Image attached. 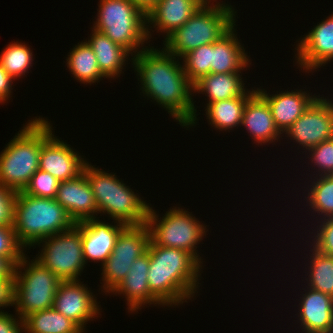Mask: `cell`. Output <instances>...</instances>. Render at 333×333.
<instances>
[{
	"instance_id": "31",
	"label": "cell",
	"mask_w": 333,
	"mask_h": 333,
	"mask_svg": "<svg viewBox=\"0 0 333 333\" xmlns=\"http://www.w3.org/2000/svg\"><path fill=\"white\" fill-rule=\"evenodd\" d=\"M32 50L24 43L12 42L0 54V64L13 78H21L32 67Z\"/></svg>"
},
{
	"instance_id": "18",
	"label": "cell",
	"mask_w": 333,
	"mask_h": 333,
	"mask_svg": "<svg viewBox=\"0 0 333 333\" xmlns=\"http://www.w3.org/2000/svg\"><path fill=\"white\" fill-rule=\"evenodd\" d=\"M298 301L297 315L304 333H333V297L305 288Z\"/></svg>"
},
{
	"instance_id": "39",
	"label": "cell",
	"mask_w": 333,
	"mask_h": 333,
	"mask_svg": "<svg viewBox=\"0 0 333 333\" xmlns=\"http://www.w3.org/2000/svg\"><path fill=\"white\" fill-rule=\"evenodd\" d=\"M14 282V275L10 279L0 280V312H4L1 307L4 309L14 305Z\"/></svg>"
},
{
	"instance_id": "3",
	"label": "cell",
	"mask_w": 333,
	"mask_h": 333,
	"mask_svg": "<svg viewBox=\"0 0 333 333\" xmlns=\"http://www.w3.org/2000/svg\"><path fill=\"white\" fill-rule=\"evenodd\" d=\"M75 224L55 199L31 196L24 191L16 193L13 230L23 248H31L46 237L67 231Z\"/></svg>"
},
{
	"instance_id": "22",
	"label": "cell",
	"mask_w": 333,
	"mask_h": 333,
	"mask_svg": "<svg viewBox=\"0 0 333 333\" xmlns=\"http://www.w3.org/2000/svg\"><path fill=\"white\" fill-rule=\"evenodd\" d=\"M241 125L245 126L256 144H270L282 138L267 101L257 91L245 104Z\"/></svg>"
},
{
	"instance_id": "6",
	"label": "cell",
	"mask_w": 333,
	"mask_h": 333,
	"mask_svg": "<svg viewBox=\"0 0 333 333\" xmlns=\"http://www.w3.org/2000/svg\"><path fill=\"white\" fill-rule=\"evenodd\" d=\"M28 121L0 153V184L15 193L23 191L39 169L42 117Z\"/></svg>"
},
{
	"instance_id": "26",
	"label": "cell",
	"mask_w": 333,
	"mask_h": 333,
	"mask_svg": "<svg viewBox=\"0 0 333 333\" xmlns=\"http://www.w3.org/2000/svg\"><path fill=\"white\" fill-rule=\"evenodd\" d=\"M66 65L76 80L83 84H92L106 78L100 71L97 58L86 41L78 43L71 49Z\"/></svg>"
},
{
	"instance_id": "2",
	"label": "cell",
	"mask_w": 333,
	"mask_h": 333,
	"mask_svg": "<svg viewBox=\"0 0 333 333\" xmlns=\"http://www.w3.org/2000/svg\"><path fill=\"white\" fill-rule=\"evenodd\" d=\"M147 251L150 292L164 307L178 306L191 300L200 287L198 284L203 265L189 252L158 246L151 239Z\"/></svg>"
},
{
	"instance_id": "1",
	"label": "cell",
	"mask_w": 333,
	"mask_h": 333,
	"mask_svg": "<svg viewBox=\"0 0 333 333\" xmlns=\"http://www.w3.org/2000/svg\"><path fill=\"white\" fill-rule=\"evenodd\" d=\"M133 56L132 65L136 76L140 77L144 96L166 109L180 126H196L198 115L191 93L193 83L186 77L180 58L153 46Z\"/></svg>"
},
{
	"instance_id": "14",
	"label": "cell",
	"mask_w": 333,
	"mask_h": 333,
	"mask_svg": "<svg viewBox=\"0 0 333 333\" xmlns=\"http://www.w3.org/2000/svg\"><path fill=\"white\" fill-rule=\"evenodd\" d=\"M80 280L61 281L53 308L75 322L84 332L86 323L98 317L99 303L94 294Z\"/></svg>"
},
{
	"instance_id": "20",
	"label": "cell",
	"mask_w": 333,
	"mask_h": 333,
	"mask_svg": "<svg viewBox=\"0 0 333 333\" xmlns=\"http://www.w3.org/2000/svg\"><path fill=\"white\" fill-rule=\"evenodd\" d=\"M149 252L146 251L138 257L131 265L127 276L112 292L125 296L127 308L130 312H137L144 305L151 304L163 306V304L150 292L148 284Z\"/></svg>"
},
{
	"instance_id": "21",
	"label": "cell",
	"mask_w": 333,
	"mask_h": 333,
	"mask_svg": "<svg viewBox=\"0 0 333 333\" xmlns=\"http://www.w3.org/2000/svg\"><path fill=\"white\" fill-rule=\"evenodd\" d=\"M296 90V91H295ZM281 91L270 95L265 89L256 91L267 101L276 127L283 134L318 97L303 90ZM311 95V96H310Z\"/></svg>"
},
{
	"instance_id": "36",
	"label": "cell",
	"mask_w": 333,
	"mask_h": 333,
	"mask_svg": "<svg viewBox=\"0 0 333 333\" xmlns=\"http://www.w3.org/2000/svg\"><path fill=\"white\" fill-rule=\"evenodd\" d=\"M318 223L321 224L315 227L317 232H314L311 246L323 254L333 256V217L320 219Z\"/></svg>"
},
{
	"instance_id": "7",
	"label": "cell",
	"mask_w": 333,
	"mask_h": 333,
	"mask_svg": "<svg viewBox=\"0 0 333 333\" xmlns=\"http://www.w3.org/2000/svg\"><path fill=\"white\" fill-rule=\"evenodd\" d=\"M98 5L94 30L123 46L130 56L148 47L143 45L145 41L147 43L148 35L146 13L142 9L129 0H100Z\"/></svg>"
},
{
	"instance_id": "13",
	"label": "cell",
	"mask_w": 333,
	"mask_h": 333,
	"mask_svg": "<svg viewBox=\"0 0 333 333\" xmlns=\"http://www.w3.org/2000/svg\"><path fill=\"white\" fill-rule=\"evenodd\" d=\"M52 126L42 118V146L39 169L48 172L59 182L71 180L82 173L86 160L69 144L52 134Z\"/></svg>"
},
{
	"instance_id": "25",
	"label": "cell",
	"mask_w": 333,
	"mask_h": 333,
	"mask_svg": "<svg viewBox=\"0 0 333 333\" xmlns=\"http://www.w3.org/2000/svg\"><path fill=\"white\" fill-rule=\"evenodd\" d=\"M90 37L88 41H85L95 53L101 73L106 78L113 79L117 76L120 77L131 53L120 44L113 42L106 35L93 28Z\"/></svg>"
},
{
	"instance_id": "29",
	"label": "cell",
	"mask_w": 333,
	"mask_h": 333,
	"mask_svg": "<svg viewBox=\"0 0 333 333\" xmlns=\"http://www.w3.org/2000/svg\"><path fill=\"white\" fill-rule=\"evenodd\" d=\"M310 248V265L308 267L307 286L333 297V256L323 254L317 249Z\"/></svg>"
},
{
	"instance_id": "8",
	"label": "cell",
	"mask_w": 333,
	"mask_h": 333,
	"mask_svg": "<svg viewBox=\"0 0 333 333\" xmlns=\"http://www.w3.org/2000/svg\"><path fill=\"white\" fill-rule=\"evenodd\" d=\"M25 255L14 270V306L17 316L22 320L31 313L52 308L61 282L36 258L28 261Z\"/></svg>"
},
{
	"instance_id": "19",
	"label": "cell",
	"mask_w": 333,
	"mask_h": 333,
	"mask_svg": "<svg viewBox=\"0 0 333 333\" xmlns=\"http://www.w3.org/2000/svg\"><path fill=\"white\" fill-rule=\"evenodd\" d=\"M206 0H160L146 13V32L151 39L149 26L164 32L165 39L183 26Z\"/></svg>"
},
{
	"instance_id": "37",
	"label": "cell",
	"mask_w": 333,
	"mask_h": 333,
	"mask_svg": "<svg viewBox=\"0 0 333 333\" xmlns=\"http://www.w3.org/2000/svg\"><path fill=\"white\" fill-rule=\"evenodd\" d=\"M16 193L0 184V225L13 226V204Z\"/></svg>"
},
{
	"instance_id": "12",
	"label": "cell",
	"mask_w": 333,
	"mask_h": 333,
	"mask_svg": "<svg viewBox=\"0 0 333 333\" xmlns=\"http://www.w3.org/2000/svg\"><path fill=\"white\" fill-rule=\"evenodd\" d=\"M287 135V136H286ZM285 136L309 150L323 141L333 138V103L326 97H318L304 113L285 131Z\"/></svg>"
},
{
	"instance_id": "32",
	"label": "cell",
	"mask_w": 333,
	"mask_h": 333,
	"mask_svg": "<svg viewBox=\"0 0 333 333\" xmlns=\"http://www.w3.org/2000/svg\"><path fill=\"white\" fill-rule=\"evenodd\" d=\"M180 60H183L186 77L194 84L202 76L211 73V44L190 51Z\"/></svg>"
},
{
	"instance_id": "40",
	"label": "cell",
	"mask_w": 333,
	"mask_h": 333,
	"mask_svg": "<svg viewBox=\"0 0 333 333\" xmlns=\"http://www.w3.org/2000/svg\"><path fill=\"white\" fill-rule=\"evenodd\" d=\"M13 79L0 64V103H5L10 98Z\"/></svg>"
},
{
	"instance_id": "15",
	"label": "cell",
	"mask_w": 333,
	"mask_h": 333,
	"mask_svg": "<svg viewBox=\"0 0 333 333\" xmlns=\"http://www.w3.org/2000/svg\"><path fill=\"white\" fill-rule=\"evenodd\" d=\"M297 44L296 64L312 72L333 61V14L314 26Z\"/></svg>"
},
{
	"instance_id": "23",
	"label": "cell",
	"mask_w": 333,
	"mask_h": 333,
	"mask_svg": "<svg viewBox=\"0 0 333 333\" xmlns=\"http://www.w3.org/2000/svg\"><path fill=\"white\" fill-rule=\"evenodd\" d=\"M234 32L235 25L219 40L211 43V73L241 72L251 64Z\"/></svg>"
},
{
	"instance_id": "33",
	"label": "cell",
	"mask_w": 333,
	"mask_h": 333,
	"mask_svg": "<svg viewBox=\"0 0 333 333\" xmlns=\"http://www.w3.org/2000/svg\"><path fill=\"white\" fill-rule=\"evenodd\" d=\"M59 183L54 176L38 169L23 191L31 196L55 199Z\"/></svg>"
},
{
	"instance_id": "10",
	"label": "cell",
	"mask_w": 333,
	"mask_h": 333,
	"mask_svg": "<svg viewBox=\"0 0 333 333\" xmlns=\"http://www.w3.org/2000/svg\"><path fill=\"white\" fill-rule=\"evenodd\" d=\"M36 245L42 246L36 259L61 281L79 280V275L86 266L82 250L81 221L71 229L48 236Z\"/></svg>"
},
{
	"instance_id": "27",
	"label": "cell",
	"mask_w": 333,
	"mask_h": 333,
	"mask_svg": "<svg viewBox=\"0 0 333 333\" xmlns=\"http://www.w3.org/2000/svg\"><path fill=\"white\" fill-rule=\"evenodd\" d=\"M25 333H83L71 319L53 307L29 314L23 319Z\"/></svg>"
},
{
	"instance_id": "30",
	"label": "cell",
	"mask_w": 333,
	"mask_h": 333,
	"mask_svg": "<svg viewBox=\"0 0 333 333\" xmlns=\"http://www.w3.org/2000/svg\"><path fill=\"white\" fill-rule=\"evenodd\" d=\"M319 177V178H318ZM313 180V181H312ZM311 184L306 200L312 210L320 215V219L333 217V175L316 176ZM316 180V181H315Z\"/></svg>"
},
{
	"instance_id": "16",
	"label": "cell",
	"mask_w": 333,
	"mask_h": 333,
	"mask_svg": "<svg viewBox=\"0 0 333 333\" xmlns=\"http://www.w3.org/2000/svg\"><path fill=\"white\" fill-rule=\"evenodd\" d=\"M97 218L99 217L81 221L82 250L85 263L92 260L103 264L112 253L120 232L127 226L118 221L111 225Z\"/></svg>"
},
{
	"instance_id": "35",
	"label": "cell",
	"mask_w": 333,
	"mask_h": 333,
	"mask_svg": "<svg viewBox=\"0 0 333 333\" xmlns=\"http://www.w3.org/2000/svg\"><path fill=\"white\" fill-rule=\"evenodd\" d=\"M24 248L18 243L13 226L0 225V257L9 258L15 265L24 254Z\"/></svg>"
},
{
	"instance_id": "34",
	"label": "cell",
	"mask_w": 333,
	"mask_h": 333,
	"mask_svg": "<svg viewBox=\"0 0 333 333\" xmlns=\"http://www.w3.org/2000/svg\"><path fill=\"white\" fill-rule=\"evenodd\" d=\"M311 156V165L313 170L316 168V176H330L333 175V138L323 141L313 148L307 150ZM315 165V166H314Z\"/></svg>"
},
{
	"instance_id": "28",
	"label": "cell",
	"mask_w": 333,
	"mask_h": 333,
	"mask_svg": "<svg viewBox=\"0 0 333 333\" xmlns=\"http://www.w3.org/2000/svg\"><path fill=\"white\" fill-rule=\"evenodd\" d=\"M252 95H240L228 100L210 103L206 106L205 113L209 124L220 131L232 130L241 125L243 110L247 100Z\"/></svg>"
},
{
	"instance_id": "4",
	"label": "cell",
	"mask_w": 333,
	"mask_h": 333,
	"mask_svg": "<svg viewBox=\"0 0 333 333\" xmlns=\"http://www.w3.org/2000/svg\"><path fill=\"white\" fill-rule=\"evenodd\" d=\"M210 2L206 0L183 26L164 39L167 52L181 59L190 51L219 40L236 25L237 12L231 5Z\"/></svg>"
},
{
	"instance_id": "17",
	"label": "cell",
	"mask_w": 333,
	"mask_h": 333,
	"mask_svg": "<svg viewBox=\"0 0 333 333\" xmlns=\"http://www.w3.org/2000/svg\"><path fill=\"white\" fill-rule=\"evenodd\" d=\"M55 200L75 223L97 216L95 197L83 172L74 179L60 182Z\"/></svg>"
},
{
	"instance_id": "5",
	"label": "cell",
	"mask_w": 333,
	"mask_h": 333,
	"mask_svg": "<svg viewBox=\"0 0 333 333\" xmlns=\"http://www.w3.org/2000/svg\"><path fill=\"white\" fill-rule=\"evenodd\" d=\"M82 172L91 186L98 214L107 213L112 220L126 225L146 223L149 203L139 197L138 193L135 194L115 174L107 173L88 162Z\"/></svg>"
},
{
	"instance_id": "41",
	"label": "cell",
	"mask_w": 333,
	"mask_h": 333,
	"mask_svg": "<svg viewBox=\"0 0 333 333\" xmlns=\"http://www.w3.org/2000/svg\"><path fill=\"white\" fill-rule=\"evenodd\" d=\"M15 264L7 257H0V280L10 279L14 275Z\"/></svg>"
},
{
	"instance_id": "42",
	"label": "cell",
	"mask_w": 333,
	"mask_h": 333,
	"mask_svg": "<svg viewBox=\"0 0 333 333\" xmlns=\"http://www.w3.org/2000/svg\"><path fill=\"white\" fill-rule=\"evenodd\" d=\"M147 13L154 5H156L160 0H129Z\"/></svg>"
},
{
	"instance_id": "38",
	"label": "cell",
	"mask_w": 333,
	"mask_h": 333,
	"mask_svg": "<svg viewBox=\"0 0 333 333\" xmlns=\"http://www.w3.org/2000/svg\"><path fill=\"white\" fill-rule=\"evenodd\" d=\"M24 333L23 320L8 312H0V333Z\"/></svg>"
},
{
	"instance_id": "11",
	"label": "cell",
	"mask_w": 333,
	"mask_h": 333,
	"mask_svg": "<svg viewBox=\"0 0 333 333\" xmlns=\"http://www.w3.org/2000/svg\"><path fill=\"white\" fill-rule=\"evenodd\" d=\"M150 231L147 224L127 225L117 237L112 253L102 264L103 292L112 293L127 276L132 263L147 251Z\"/></svg>"
},
{
	"instance_id": "9",
	"label": "cell",
	"mask_w": 333,
	"mask_h": 333,
	"mask_svg": "<svg viewBox=\"0 0 333 333\" xmlns=\"http://www.w3.org/2000/svg\"><path fill=\"white\" fill-rule=\"evenodd\" d=\"M152 208L149 207L146 220L150 239L158 246L185 250L203 264L196 245L206 236V226L186 209L170 208L163 217L158 218L159 215Z\"/></svg>"
},
{
	"instance_id": "24",
	"label": "cell",
	"mask_w": 333,
	"mask_h": 333,
	"mask_svg": "<svg viewBox=\"0 0 333 333\" xmlns=\"http://www.w3.org/2000/svg\"><path fill=\"white\" fill-rule=\"evenodd\" d=\"M240 74L241 72L210 73L202 76L193 84V93L198 92L205 94L207 98L209 97L207 105L213 102L239 97L240 95H253L256 90L252 88V91H248V89L244 88L245 83Z\"/></svg>"
}]
</instances>
